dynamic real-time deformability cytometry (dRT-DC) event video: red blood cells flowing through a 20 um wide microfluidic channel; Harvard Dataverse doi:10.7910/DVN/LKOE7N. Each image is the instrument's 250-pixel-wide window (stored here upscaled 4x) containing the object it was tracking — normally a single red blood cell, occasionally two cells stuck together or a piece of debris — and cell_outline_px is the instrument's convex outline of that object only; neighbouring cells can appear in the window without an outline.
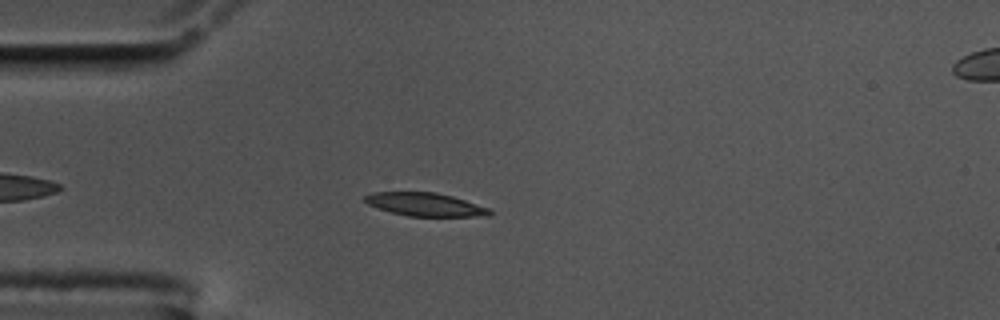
{"species": "common noctule bat (a hibernating species)", "species_latin": "Nyctalus noctula", "temperature_condition": "cold", "stored_images_in_passage": 49, "camera_frame_rate_fps": 3000, "um_per_image_px": 0.085, "animal": {"sex": "male", "body_mass_g": 17.5, "forearm_length_mm": 52.3}, "frame": {"image": 1, "passage_image": 7, "time_ms": 2.0, "image_size_px": [1000, 320], "cell_outline_px": [[492, 212], [488, 216], [408, 216], [392, 212], [368, 204], [364, 200], [364, 196], [372, 192], [436, 192], [452, 196], [492, 208]], "centroid_in_image_um": [36.19, 17.37], "position_along_channel_um": 48.8, "area_um2": 16.88}}
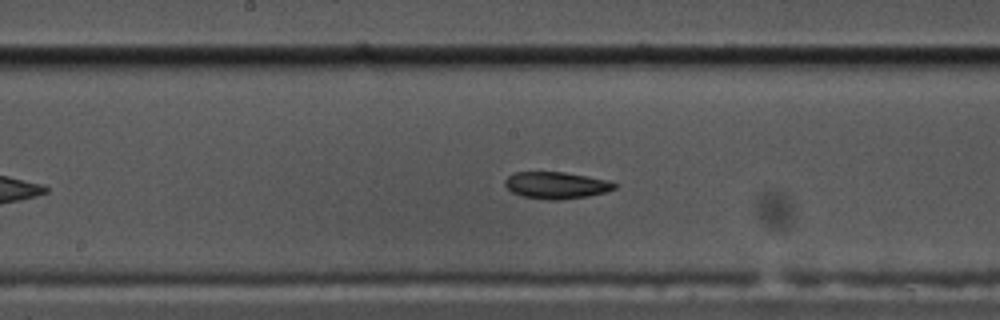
{"frame": {"image": 2, "passage_image": 21, "time_ms": 6.667, "image_size_px": [1000, 320], "cell_outline_px": [[616, 188], [604, 192], [588, 196], [560, 200], [548, 200], [520, 196], [512, 192], [504, 184], [504, 180], [508, 176], [516, 172], [564, 172], [588, 176], [608, 180], [616, 184]], "centroid_in_image_um": [47.26, 15.75], "position_along_channel_um": 200.9, "area_um2": 17.17}}
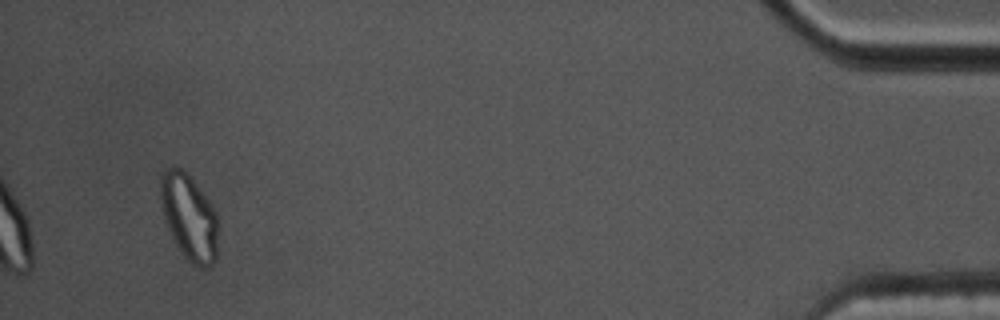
{"frame": {"image": 3, "passage_image": 46, "time_ms": 15.0, "image_size_px": [1000, 320], "cell_outline_px": [[216, 260], [208, 268], [200, 268], [192, 264], [180, 252], [168, 228], [160, 204], [160, 172], [164, 168], [180, 168], [192, 180], [212, 204], [216, 212]], "centroid_in_image_um": [16.05, 18.47], "position_along_channel_um": 419.2, "area_um2": 28.61}, "authors_computed_cell_mechanics": {"area_um2": 17.3978, "velocity_mm_per_s": 3.522, "shape_relaxation_time_tau1_ms": 6.5134, "shape_relaxation_time_tau2_ms": null, "deformation_change_tau1": 0.1843, "deformation_change_tau2": null}}